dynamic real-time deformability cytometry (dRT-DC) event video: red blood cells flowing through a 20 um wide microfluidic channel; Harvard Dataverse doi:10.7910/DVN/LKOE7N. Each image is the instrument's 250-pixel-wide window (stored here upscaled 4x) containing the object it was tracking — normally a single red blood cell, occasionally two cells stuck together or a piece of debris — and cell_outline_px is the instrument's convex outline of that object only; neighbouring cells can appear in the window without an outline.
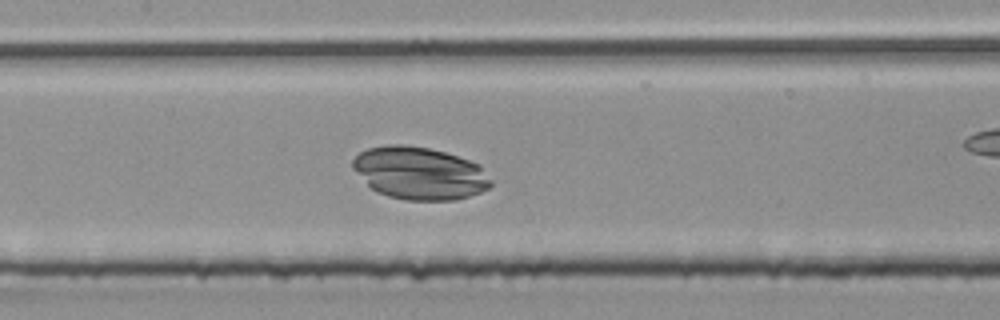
{"species": "common noctule bat (a hibernating species)", "species_latin": "Nyctalus noctula", "temperature_condition": "room temperature", "stored_images_in_passage": 24, "camera_frame_rate_fps": 3000, "um_per_image_px": 0.085, "animal": {"sex": "male", "body_mass_g": 20.4}, "frame": {"image": 1, "passage_image": 8, "time_ms": 2.333, "image_size_px": [1000, 320], "cell_outline_px": [[492, 184], [488, 188], [480, 192], [468, 196], [452, 200], [404, 200], [388, 196], [376, 192], [352, 168], [352, 160], [360, 152], [368, 148], [388, 144], [404, 144], [428, 148], [444, 152], [480, 164], [492, 180]], "centroid_in_image_um": [35.66, 14.72], "position_along_channel_um": 171.7, "area_um2": 42.25}}
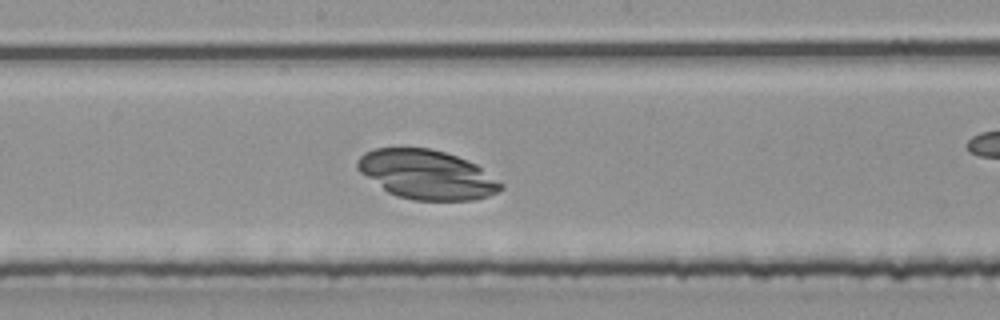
{"frame": {"image": 2, "passage_image": 11, "time_ms": 3.333, "image_size_px": [1000, 320], "cell_outline_px": [[504, 188], [488, 196], [472, 200], [412, 200], [396, 196], [388, 192], [360, 172], [356, 168], [356, 164], [360, 156], [364, 152], [372, 148], [428, 148], [444, 152], [456, 156], [476, 164], [504, 184]], "centroid_in_image_um": [36.27, 14.84], "position_along_channel_um": 211.9, "area_um2": 40.98}}